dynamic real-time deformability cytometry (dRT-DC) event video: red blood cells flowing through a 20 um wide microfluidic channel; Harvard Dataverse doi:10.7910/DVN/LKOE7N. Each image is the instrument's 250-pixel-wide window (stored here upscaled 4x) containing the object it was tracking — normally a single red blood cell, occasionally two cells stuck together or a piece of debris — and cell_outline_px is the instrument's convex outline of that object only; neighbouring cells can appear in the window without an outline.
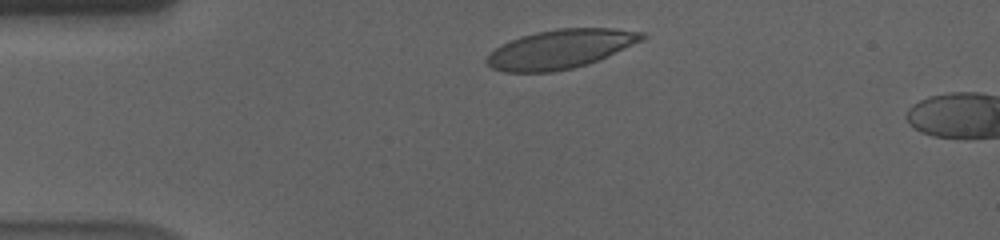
{"species": "human", "species_latin": "Homo sapiens", "temperature_condition": "cold", "stored_images_in_passage": 7, "camera_frame_rate_fps": 3000, "um_per_image_px": 0.085, "donor": {"sex": "male"}, "frame": {"image": 1, "passage_image": 4, "time_ms": 1.0, "image_size_px": [1000, 240], "cell_outline_px": [[648, 36], [644, 40], [588, 64], [572, 68], [552, 72], [504, 72], [492, 68], [484, 60], [496, 48], [520, 36], [536, 32], [556, 28], [612, 28], [644, 32]], "centroid_in_image_um": [47.66, 4.16], "position_along_channel_um": 37.3, "area_um2": 35.14}}